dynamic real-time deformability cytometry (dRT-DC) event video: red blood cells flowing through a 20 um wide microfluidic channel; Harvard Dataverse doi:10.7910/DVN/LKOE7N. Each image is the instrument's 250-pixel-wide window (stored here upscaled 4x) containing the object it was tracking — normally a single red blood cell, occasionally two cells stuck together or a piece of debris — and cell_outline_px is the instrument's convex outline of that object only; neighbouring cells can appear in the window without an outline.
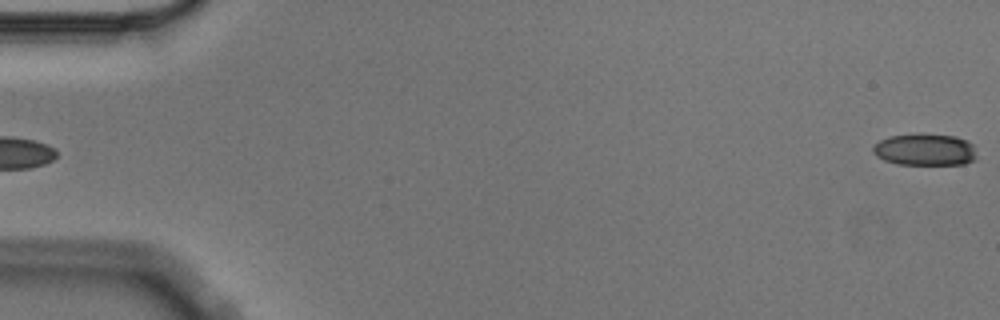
{"species": "Egyptian fruit bat (a non-hibernating species)", "species_latin": "Rousettus aegyptiacus", "temperature_condition": "cold", "stored_images_in_passage": 5, "camera_frame_rate_fps": 3000, "um_per_image_px": 0.085, "animal": {"sex": "male"}, "frame": {"image": 1, "passage_image": 5, "time_ms": 1.333, "image_size_px": [1000, 320], "cell_outline_px": [[976, 160], [964, 164], [896, 164], [884, 160], [876, 156], [872, 152], [872, 148], [880, 140], [888, 136], [920, 132], [924, 132], [956, 136], [968, 140], [972, 144], [976, 156]], "centroid_in_image_um": [78.62, 12.69], "position_along_channel_um": 6.4, "area_um2": 19.77}}